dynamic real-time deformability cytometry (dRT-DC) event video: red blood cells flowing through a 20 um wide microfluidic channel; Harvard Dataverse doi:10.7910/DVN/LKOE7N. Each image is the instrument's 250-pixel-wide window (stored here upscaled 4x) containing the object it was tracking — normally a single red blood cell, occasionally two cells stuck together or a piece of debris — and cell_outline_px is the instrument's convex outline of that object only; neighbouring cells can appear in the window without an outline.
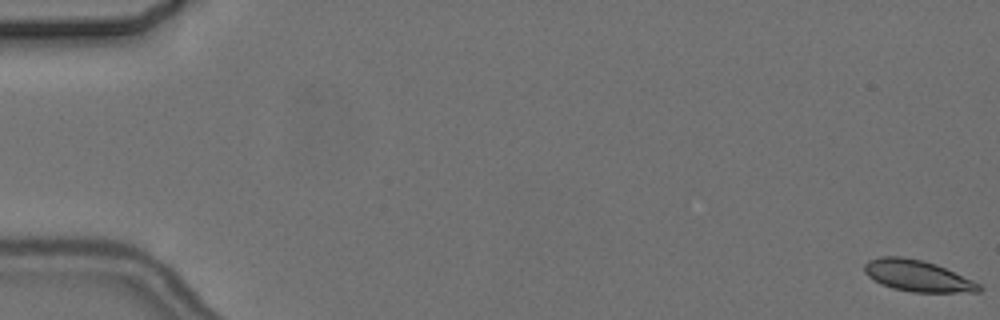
{"species": "common noctule bat (a hibernating species)", "species_latin": "Nyctalus noctula", "temperature_condition": "cold", "stored_images_in_passage": 7, "camera_frame_rate_fps": 3000, "um_per_image_px": 0.085, "animal": {"sex": "female", "body_mass_g": 24.6, "forearm_length_mm": 56.2}, "frame": {"image": 1, "passage_image": 1, "time_ms": 0.0, "image_size_px": [1000, 320], "cell_outline_px": [[984, 288], [980, 292], [912, 292], [892, 288], [880, 284], [868, 276], [864, 272], [864, 264], [868, 260], [880, 256], [900, 256], [920, 260], [936, 264], [972, 280], [980, 284]], "centroid_in_image_um": [77.97, 23.45], "position_along_channel_um": 7.0, "area_um2": 20.92}}